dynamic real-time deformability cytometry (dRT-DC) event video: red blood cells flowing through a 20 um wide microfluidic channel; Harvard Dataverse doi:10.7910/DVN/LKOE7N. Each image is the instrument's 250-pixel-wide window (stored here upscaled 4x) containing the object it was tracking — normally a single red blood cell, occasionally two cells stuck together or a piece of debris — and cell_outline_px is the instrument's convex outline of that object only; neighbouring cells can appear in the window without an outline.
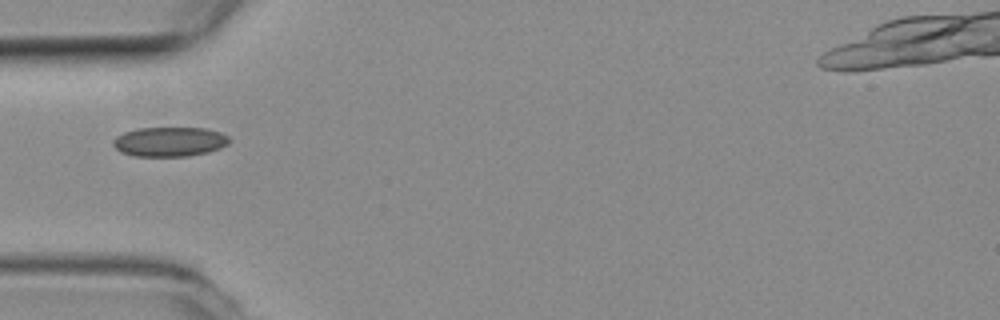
{"species": "common noctule bat (a hibernating species)", "species_latin": "Nyctalus noctula", "temperature_condition": "room temperature", "stored_images_in_passage": 22, "camera_frame_rate_fps": 3000, "um_per_image_px": 0.085, "animal": {"sex": "female", "body_mass_g": 19.3, "forearm_length_mm": 54.1}, "frame": {"image": 1, "passage_image": 1, "time_ms": 0.0, "image_size_px": [1000, 320], "cell_outline_px": [[232, 140], [228, 144], [220, 148], [208, 152], [188, 156], [136, 156], [120, 152], [112, 144], [112, 140], [116, 136], [124, 132], [136, 128], [204, 128], [220, 132], [228, 136]], "centroid_in_image_um": [14.41, 12.04], "position_along_channel_um": 70.6, "area_um2": 20.11}}
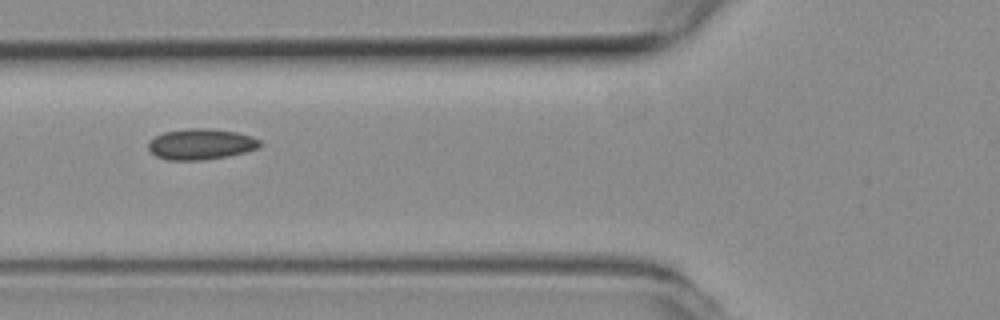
{"frame": {"image": 2, "passage_image": 4, "time_ms": 1.0, "image_size_px": [1000, 320], "cell_outline_px": [[260, 148], [228, 156], [204, 160], [168, 160], [156, 156], [148, 148], [148, 140], [164, 132], [188, 128], [208, 128], [236, 132], [252, 136], [260, 140]], "centroid_in_image_um": [17.07, 12.25], "position_along_channel_um": 108.7, "area_um2": 20.11}}
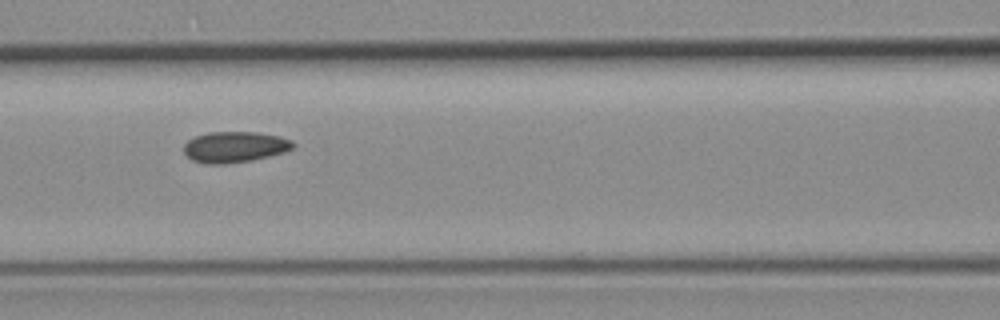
{"frame": {"image": 3, "passage_image": 7, "time_ms": 2.0, "image_size_px": [1000, 320], "cell_outline_px": [[296, 144], [292, 148], [284, 152], [252, 160], [224, 164], [204, 164], [192, 160], [184, 152], [184, 144], [188, 140], [196, 136], [208, 132], [256, 132], [280, 136], [292, 140]], "centroid_in_image_um": [19.95, 12.49], "position_along_channel_um": 146.7, "area_um2": 19.71}}